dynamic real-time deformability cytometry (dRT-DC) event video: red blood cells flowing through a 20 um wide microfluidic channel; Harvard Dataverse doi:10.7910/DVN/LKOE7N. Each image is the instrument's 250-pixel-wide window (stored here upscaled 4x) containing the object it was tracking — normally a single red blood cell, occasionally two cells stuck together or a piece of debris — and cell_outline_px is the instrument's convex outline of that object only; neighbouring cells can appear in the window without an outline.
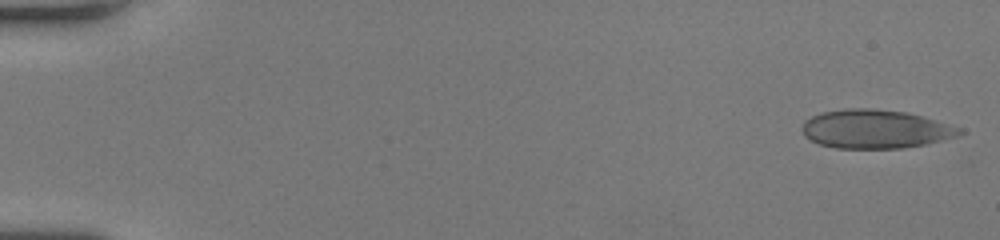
{"species": "human", "species_latin": "Homo sapiens", "temperature_condition": "room temperature", "stored_images_in_passage": 51, "camera_frame_rate_fps": 3000, "um_per_image_px": 0.085, "donor": {"sex": "female"}, "frame": {"image": 1, "passage_image": 1, "time_ms": 0.0, "image_size_px": [1000, 240], "cell_outline_px": [[964, 132], [956, 136], [928, 144], [904, 148], [836, 148], [820, 144], [804, 136], [800, 128], [804, 120], [820, 112], [844, 108], [872, 108], [904, 112], [920, 116], [964, 128]], "centroid_in_image_um": [74.38, 10.97], "position_along_channel_um": 10.6, "area_um2": 35.66}}
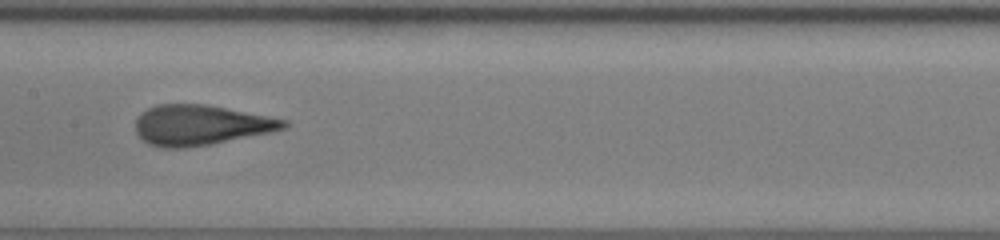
{"frame": {"image": 2, "passage_image": 27, "time_ms": 8.667, "image_size_px": [1000, 240], "cell_outline_px": [[288, 128], [272, 132], [212, 144], [184, 148], [160, 148], [148, 144], [136, 132], [136, 120], [148, 108], [156, 104], [204, 104], [288, 120]], "centroid_in_image_um": [17.07, 10.64], "position_along_channel_um": 190.3, "area_um2": 34.62}}
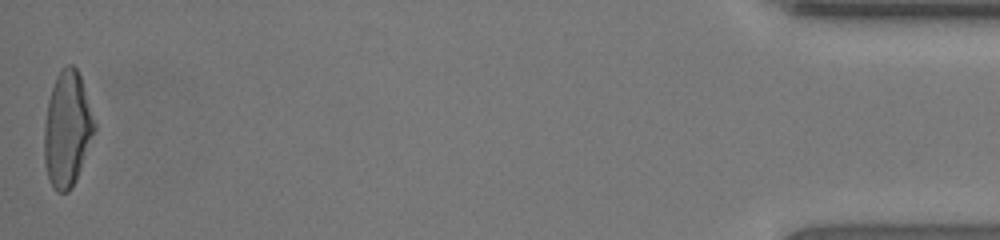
{"frame": {"image": 3, "passage_image": 51, "time_ms": 16.667, "image_size_px": [1000, 240], "cell_outline_px": [[96, 128], [76, 180], [72, 188], [68, 192], [56, 192], [52, 188], [48, 180], [44, 164], [44, 124], [48, 100], [56, 76], [68, 64], [72, 64], [76, 68], [80, 76], [96, 124]], "centroid_in_image_um": [5.69, 11.03], "position_along_channel_um": 429.5, "area_um2": 33.7}, "authors_computed_cell_mechanics": {"area_um2": 34.969, "velocity_mm_per_s": 4.1009, "shape_relaxation_time_tau1_ms": 5.0202, "shape_relaxation_time_tau2_ms": 0.7571, "deformation_change_tau1": 0.1951, "deformation_change_tau2": 0.0738}}